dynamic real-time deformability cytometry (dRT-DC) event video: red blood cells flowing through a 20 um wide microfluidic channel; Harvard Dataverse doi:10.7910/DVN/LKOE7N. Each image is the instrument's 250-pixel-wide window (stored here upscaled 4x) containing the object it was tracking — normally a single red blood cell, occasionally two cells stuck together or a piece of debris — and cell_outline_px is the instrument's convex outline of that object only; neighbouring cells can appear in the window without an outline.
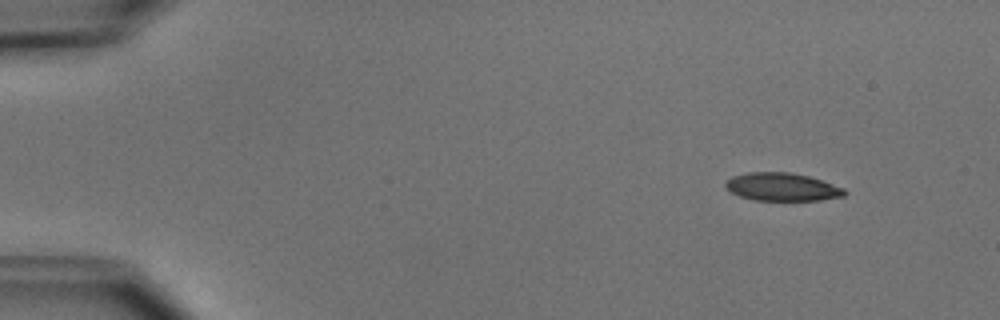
{"species": "common noctule bat (a hibernating species)", "species_latin": "Nyctalus noctula", "temperature_condition": "cold", "stored_images_in_passage": 5, "camera_frame_rate_fps": 3000, "um_per_image_px": 0.085, "animal": {"sex": "male", "body_mass_g": 15.6}, "frame": {"image": 1, "passage_image": 1, "time_ms": 0.0, "image_size_px": [1000, 320], "cell_outline_px": [[848, 192], [844, 196], [820, 200], [756, 200], [740, 196], [724, 188], [724, 184], [732, 176], [748, 172], [788, 172], [808, 176], [844, 188]], "centroid_in_image_um": [66.47, 15.89], "position_along_channel_um": 18.5, "area_um2": 19.31}}
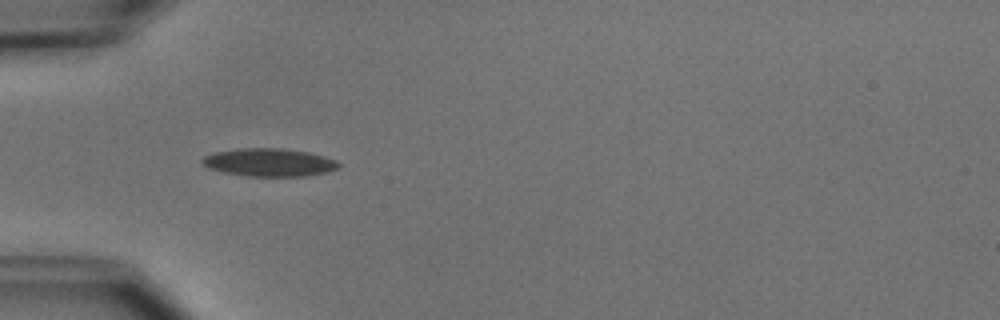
{"frame": {"image": 2, "passage_image": 4, "time_ms": 3.667, "image_size_px": [1000, 320], "cell_outline_px": [[340, 164], [336, 168], [328, 172], [308, 176], [248, 176], [224, 172], [208, 168], [200, 160], [204, 156], [212, 152], [240, 148], [280, 148], [308, 152], [324, 156], [336, 160]], "centroid_in_image_um": [22.87, 13.8], "position_along_channel_um": 62.1, "area_um2": 22.25}}